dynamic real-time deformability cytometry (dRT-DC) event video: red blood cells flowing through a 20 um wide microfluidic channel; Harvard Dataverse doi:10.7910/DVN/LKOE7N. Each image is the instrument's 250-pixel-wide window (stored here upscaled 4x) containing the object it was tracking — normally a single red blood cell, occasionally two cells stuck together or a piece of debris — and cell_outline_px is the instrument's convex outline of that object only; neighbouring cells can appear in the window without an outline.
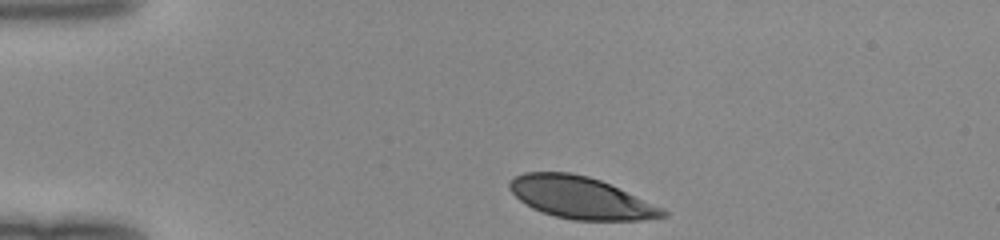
{"species": "human", "species_latin": "Homo sapiens", "temperature_condition": "room temperature", "stored_images_in_passage": 32, "camera_frame_rate_fps": 3000, "um_per_image_px": 0.085, "donor": {"sex": "female"}, "frame": {"image": 1, "passage_image": 1, "time_ms": 0.0, "image_size_px": [1000, 240], "cell_outline_px": [[668, 216], [640, 220], [572, 220], [556, 216], [532, 208], [524, 204], [508, 188], [508, 180], [512, 176], [524, 172], [568, 172], [588, 176], [600, 180], [664, 208], [668, 212]], "centroid_in_image_um": [49.33, 16.8], "position_along_channel_um": 35.7, "area_um2": 37.45}}
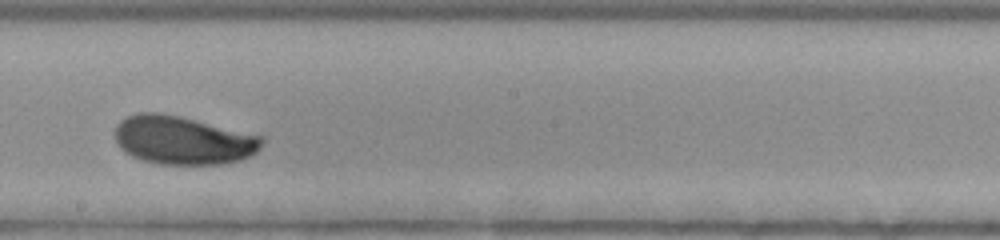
{"frame": {"image": 2, "passage_image": 19, "time_ms": 6.0, "image_size_px": [1000, 240], "cell_outline_px": [[264, 144], [256, 152], [240, 160], [220, 164], [160, 164], [144, 160], [132, 156], [124, 152], [120, 148], [116, 140], [116, 124], [120, 120], [136, 112], [160, 112], [180, 116], [264, 136]], "centroid_in_image_um": [15.55, 11.9], "position_along_channel_um": 232.6, "area_um2": 41.62}}
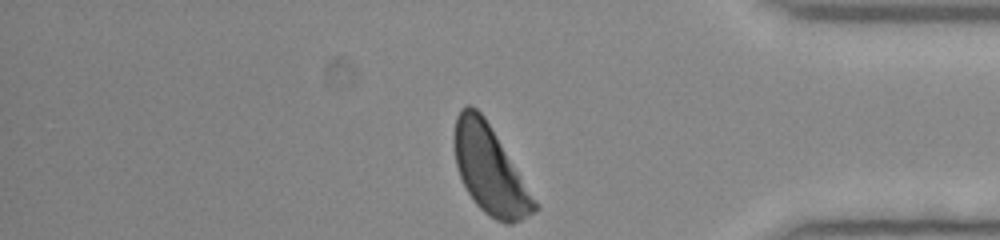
{"frame": {"image": 3, "passage_image": 32, "time_ms": 10.333, "image_size_px": [1000, 240], "cell_outline_px": [[540, 208], [528, 216], [512, 224], [504, 224], [496, 220], [484, 212], [476, 204], [468, 192], [460, 176], [456, 164], [452, 144], [452, 140], [456, 116], [460, 108], [468, 104], [472, 104], [484, 116]], "centroid_in_image_um": [41.58, 14.41], "position_along_channel_um": 393.6, "area_um2": 40.63}}